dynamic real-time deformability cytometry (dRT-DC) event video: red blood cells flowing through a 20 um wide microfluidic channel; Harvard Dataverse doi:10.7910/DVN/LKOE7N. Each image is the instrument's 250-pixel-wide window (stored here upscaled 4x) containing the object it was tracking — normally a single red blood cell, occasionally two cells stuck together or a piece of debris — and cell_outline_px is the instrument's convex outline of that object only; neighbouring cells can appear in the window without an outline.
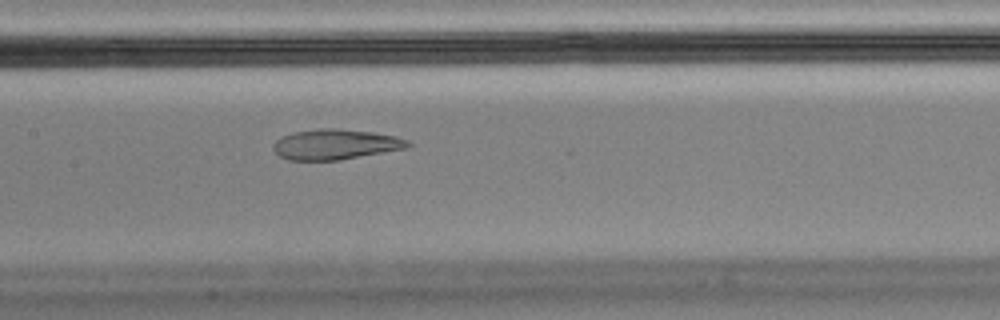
{"species": "Egyptian fruit bat (a non-hibernating species)", "species_latin": "Rousettus aegyptiacus", "temperature_condition": "cold", "stored_images_in_passage": 43, "camera_frame_rate_fps": 3000, "um_per_image_px": 0.085, "animal": {"sex": "male"}, "frame": {"image": 1, "passage_image": 13, "time_ms": 4.0, "image_size_px": [1000, 320], "cell_outline_px": [[412, 144], [408, 148], [340, 160], [288, 160], [280, 156], [272, 148], [272, 144], [276, 140], [292, 132], [320, 128], [336, 128], [372, 132], [396, 136], [408, 140]], "centroid_in_image_um": [28.52, 12.27], "position_along_channel_um": 178.9, "area_um2": 23.87}, "authors_computed_cell_mechanics": {"area_um2": 26.4146, "velocity_mm_per_s": 3.4566, "shape_relaxation_time_tau1_ms": null, "shape_relaxation_time_tau2_ms": 1.565, "deformation_change_tau1": null, "deformation_change_tau2": 0.0762}}